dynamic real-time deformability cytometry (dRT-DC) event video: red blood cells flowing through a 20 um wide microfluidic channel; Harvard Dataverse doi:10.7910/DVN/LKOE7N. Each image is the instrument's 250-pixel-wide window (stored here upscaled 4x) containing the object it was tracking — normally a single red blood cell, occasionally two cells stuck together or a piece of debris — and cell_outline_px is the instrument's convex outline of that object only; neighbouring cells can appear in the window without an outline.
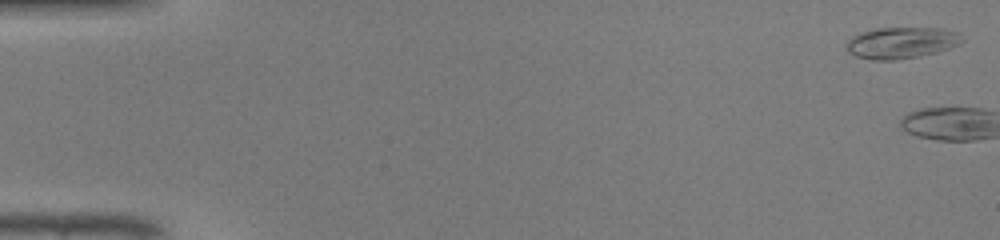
{"species": "common noctule bat (a hibernating species)", "species_latin": "Nyctalus noctula", "temperature_condition": "warm", "stored_images_in_passage": 3, "camera_frame_rate_fps": 3000, "um_per_image_px": 0.085, "animal": {"sex": "male", "body_mass_g": 19.0, "forearm_length_mm": 50.8}, "frame": {"image": 1, "passage_image": 1, "time_ms": 0.0, "image_size_px": [1000, 240], "cell_outline_px": [[964, 40], [948, 48], [936, 52], [896, 60], [872, 60], [856, 56], [848, 52], [848, 40], [852, 36], [876, 28], [944, 28], [960, 32]], "centroid_in_image_um": [76.64, 3.62], "position_along_channel_um": 8.4, "area_um2": 20.92}}